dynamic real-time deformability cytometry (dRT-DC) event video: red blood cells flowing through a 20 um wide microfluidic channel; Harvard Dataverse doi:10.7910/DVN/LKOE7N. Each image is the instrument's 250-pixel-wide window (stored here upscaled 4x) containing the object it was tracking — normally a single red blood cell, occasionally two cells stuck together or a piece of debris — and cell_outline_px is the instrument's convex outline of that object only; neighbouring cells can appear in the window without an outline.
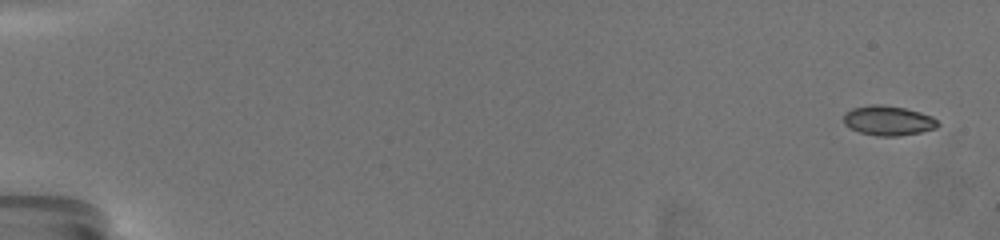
{"species": "common noctule bat (a hibernating species)", "species_latin": "Nyctalus noctula", "temperature_condition": "warm", "stored_images_in_passage": 56, "camera_frame_rate_fps": 3000, "um_per_image_px": 0.085, "animal": {"sex": "female", "body_mass_g": 19.5, "forearm_length_mm": 54.1}, "frame": {"image": 1, "passage_image": 1, "time_ms": 0.0, "image_size_px": [1000, 240], "cell_outline_px": [[940, 124], [936, 128], [920, 132], [896, 136], [876, 136], [860, 132], [844, 124], [844, 112], [852, 108], [872, 104], [884, 104], [904, 108], [920, 112], [932, 116]], "centroid_in_image_um": [75.49, 10.24], "position_along_channel_um": 9.5, "area_um2": 16.3}}
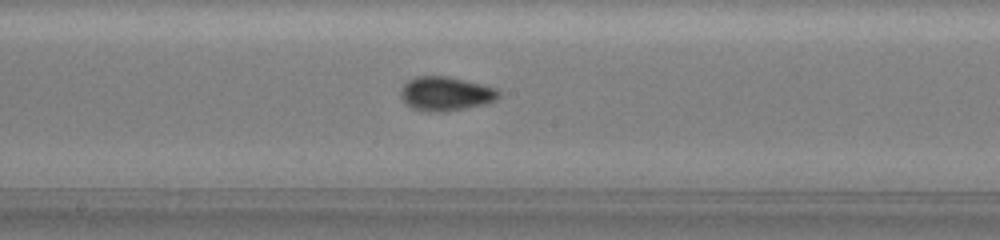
{"frame": {"image": 2, "passage_image": 34, "time_ms": 11.0, "image_size_px": [1000, 240], "cell_outline_px": [[500, 96], [496, 100], [484, 104], [444, 112], [428, 112], [412, 108], [400, 96], [400, 92], [404, 84], [408, 80], [416, 76], [448, 76], [496, 88], [500, 92]], "centroid_in_image_um": [37.88, 7.96], "position_along_channel_um": 210.3, "area_um2": 19.36}}
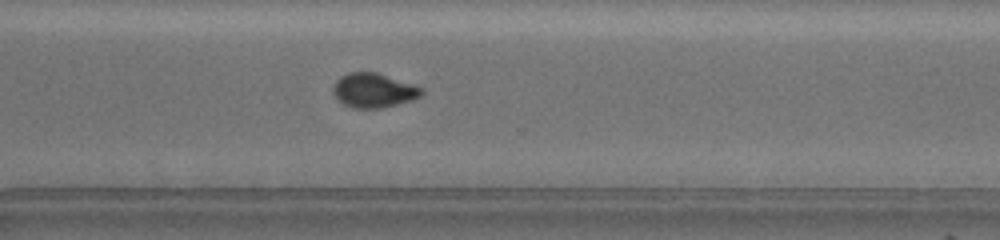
{"frame": {"image": 3, "passage_image": 45, "time_ms": 14.667, "image_size_px": [1000, 240], "cell_outline_px": [[424, 92], [420, 96], [412, 100], [380, 108], [352, 108], [336, 100], [332, 92], [332, 88], [336, 80], [340, 76], [348, 72], [376, 72], [412, 84], [420, 88]], "centroid_in_image_um": [31.69, 7.68], "position_along_channel_um": 338.9, "area_um2": 17.69}, "authors_computed_cell_mechanics": {"area_um2": 17.0799, "velocity_mm_per_s": 3.5161, "shape_relaxation_time_tau1_ms": 4.3773, "shape_relaxation_time_tau2_ms": 1.3115, "deformation_change_tau1": 0.1181, "deformation_change_tau2": 0.0551}}